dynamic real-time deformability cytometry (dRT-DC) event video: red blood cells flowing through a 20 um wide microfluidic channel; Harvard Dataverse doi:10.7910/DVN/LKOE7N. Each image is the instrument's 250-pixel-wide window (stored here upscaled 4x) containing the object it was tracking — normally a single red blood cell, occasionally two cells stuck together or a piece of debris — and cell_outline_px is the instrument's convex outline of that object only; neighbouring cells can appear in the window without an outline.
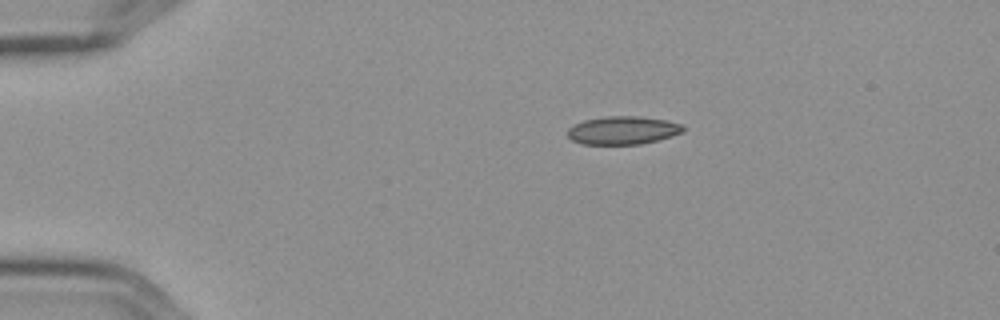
{"species": "Egyptian fruit bat (a non-hibernating species)", "species_latin": "Rousettus aegyptiacus", "temperature_condition": "cold", "stored_images_in_passage": 4, "camera_frame_rate_fps": 3000, "um_per_image_px": 0.085, "frame": {"image": 1, "passage_image": 1, "time_ms": 0.0, "image_size_px": [1000, 320], "cell_outline_px": [[684, 132], [672, 136], [640, 144], [580, 144], [572, 140], [568, 136], [568, 128], [584, 120], [608, 116], [640, 116], [664, 120], [684, 124]], "centroid_in_image_um": [52.96, 11.08], "position_along_channel_um": 32.0, "area_um2": 18.9}}
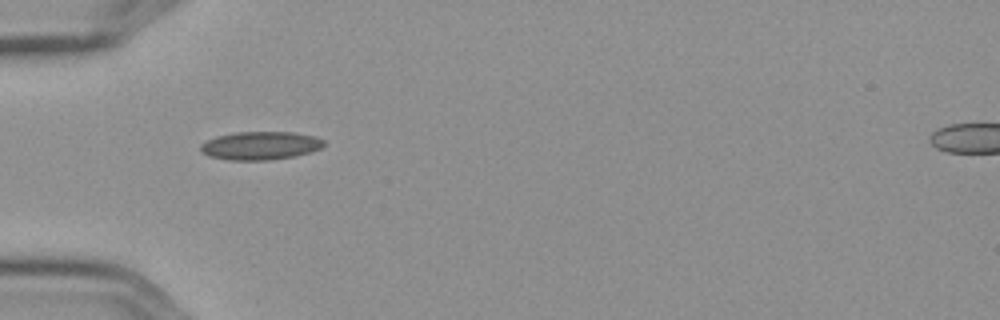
{"frame": {"image": 2, "passage_image": 3, "time_ms": 0.667, "image_size_px": [1000, 320], "cell_outline_px": [[324, 144], [320, 148], [312, 152], [292, 156], [268, 160], [228, 160], [208, 156], [200, 148], [200, 144], [216, 136], [236, 132], [292, 132], [316, 136], [324, 140]], "centroid_in_image_um": [22.14, 12.37], "position_along_channel_um": 62.9, "area_um2": 20.23}}
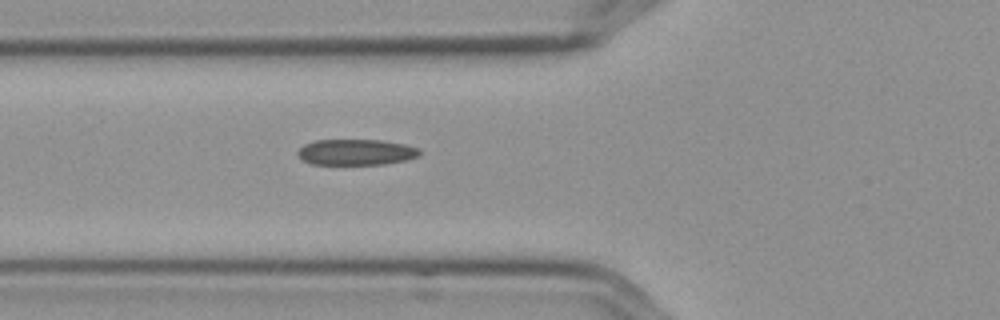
{"frame": {"image": 3, "passage_image": 4, "time_ms": 1.0, "image_size_px": [1000, 320], "cell_outline_px": [[420, 156], [404, 160], [384, 164], [312, 164], [304, 160], [296, 152], [304, 144], [312, 140], [380, 140], [404, 144], [420, 148]], "centroid_in_image_um": [30.27, 12.92], "position_along_channel_um": 95.5, "area_um2": 18.32}}